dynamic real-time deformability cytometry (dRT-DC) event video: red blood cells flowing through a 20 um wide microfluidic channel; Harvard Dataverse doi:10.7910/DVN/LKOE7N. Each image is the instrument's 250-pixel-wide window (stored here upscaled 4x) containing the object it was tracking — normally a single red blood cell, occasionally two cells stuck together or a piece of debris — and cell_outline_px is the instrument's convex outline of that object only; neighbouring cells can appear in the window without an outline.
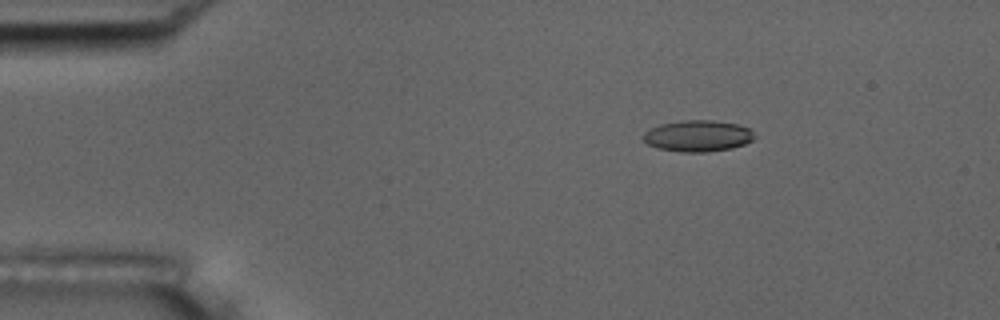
{"species": "common noctule bat (a hibernating species)", "species_latin": "Nyctalus noctula", "temperature_condition": "room temperature", "stored_images_in_passage": 49, "camera_frame_rate_fps": 3000, "um_per_image_px": 0.085, "animal": {"sex": "male", "body_mass_g": 17.5, "forearm_length_mm": 52.3}, "frame": {"image": 1, "passage_image": 2, "time_ms": 0.333, "image_size_px": [1000, 320], "cell_outline_px": [[756, 136], [752, 140], [744, 144], [732, 148], [708, 152], [680, 152], [656, 148], [648, 144], [644, 140], [644, 132], [660, 124], [680, 120], [712, 120], [736, 124], [748, 128]], "centroid_in_image_um": [59.31, 11.56], "position_along_channel_um": 25.7, "area_um2": 20.29}}
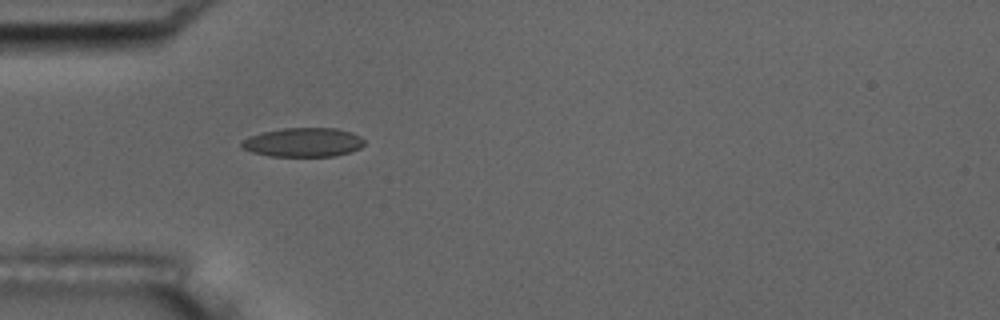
{"frame": {"image": 2, "passage_image": 10, "time_ms": 3.0, "image_size_px": [1000, 320], "cell_outline_px": [[364, 144], [360, 148], [352, 152], [336, 156], [268, 156], [252, 152], [240, 148], [240, 144], [248, 136], [264, 132], [284, 128], [336, 128], [352, 132], [360, 136], [364, 140]], "centroid_in_image_um": [25.79, 12.1], "position_along_channel_um": 59.2, "area_um2": 20.92}}
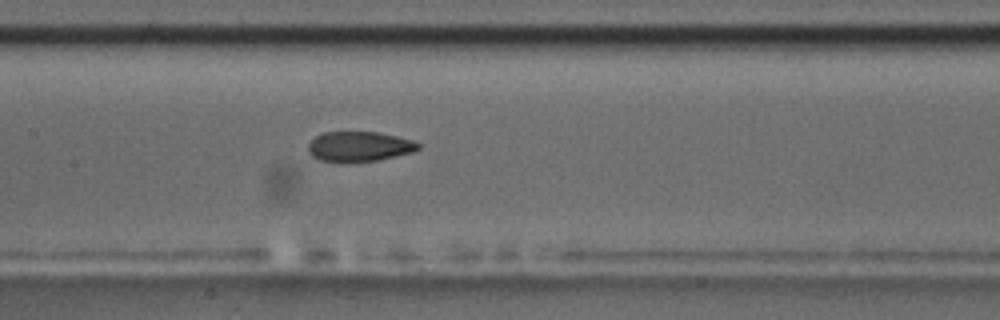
{"frame": {"image": 3, "passage_image": 20, "time_ms": 6.333, "image_size_px": [1000, 320], "cell_outline_px": [[420, 148], [412, 152], [376, 160], [336, 164], [320, 160], [312, 156], [308, 152], [308, 144], [316, 136], [324, 132], [380, 132], [412, 140], [420, 144]], "centroid_in_image_um": [30.49, 12.47], "position_along_channel_um": 176.9, "area_um2": 19.48}, "authors_computed_cell_mechanics": {"area_um2": 20.2878, "velocity_mm_per_s": 3.6222, "shape_relaxation_time_tau1_ms": 6.8244, "shape_relaxation_time_tau2_ms": 2.4621, "deformation_change_tau1": 0.1639, "deformation_change_tau2": 0.0761}}